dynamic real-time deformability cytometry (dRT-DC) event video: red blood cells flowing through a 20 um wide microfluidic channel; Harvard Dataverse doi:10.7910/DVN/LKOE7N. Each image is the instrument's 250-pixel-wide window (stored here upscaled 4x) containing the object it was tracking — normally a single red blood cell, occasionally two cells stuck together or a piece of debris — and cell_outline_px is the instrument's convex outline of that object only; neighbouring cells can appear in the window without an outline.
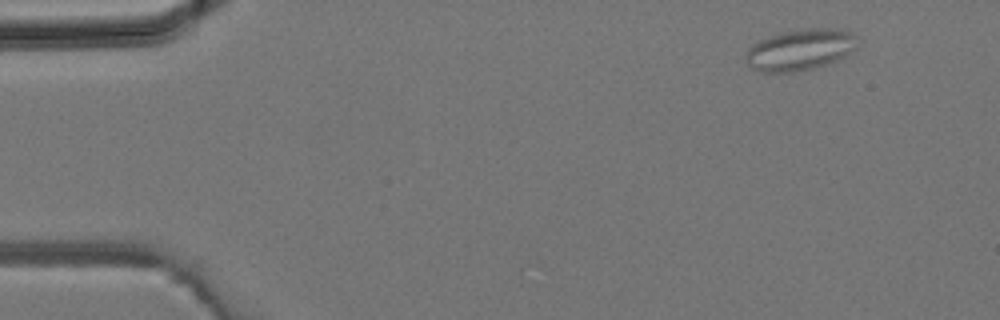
{"species": "common noctule bat (a hibernating species)", "species_latin": "Nyctalus noctula", "temperature_condition": "room temperature", "stored_images_in_passage": 3, "camera_frame_rate_fps": 3000, "um_per_image_px": 0.085, "animal": {"sex": "male", "body_mass_g": 19.2, "forearm_length_mm": 51.8}, "frame": {"image": 1, "passage_image": 1, "time_ms": 0.0, "image_size_px": [1000, 320], "cell_outline_px": [[860, 40], [844, 56], [836, 60], [812, 68], [796, 72], [760, 72], [748, 68], [744, 60], [744, 56], [748, 48], [752, 44], [768, 36], [784, 32], [804, 28], [840, 28], [852, 32]], "centroid_in_image_um": [67.95, 4.22], "position_along_channel_um": 17.1, "area_um2": 27.05}}